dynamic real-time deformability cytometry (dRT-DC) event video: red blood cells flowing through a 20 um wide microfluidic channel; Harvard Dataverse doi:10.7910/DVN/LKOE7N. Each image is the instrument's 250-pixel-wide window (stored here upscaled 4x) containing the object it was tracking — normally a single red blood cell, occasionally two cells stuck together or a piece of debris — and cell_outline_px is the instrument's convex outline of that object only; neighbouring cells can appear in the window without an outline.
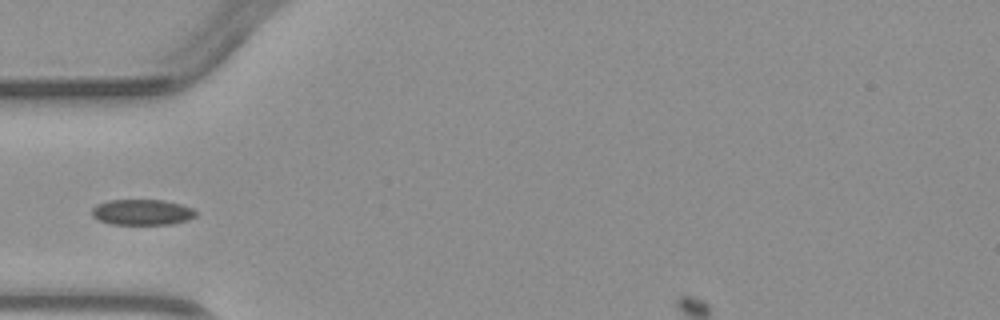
{"species": "common noctule bat (a hibernating species)", "species_latin": "Nyctalus noctula", "temperature_condition": "warm", "stored_images_in_passage": 3, "camera_frame_rate_fps": 3000, "um_per_image_px": 0.085, "animal": {"sex": "male", "body_mass_g": 23.1, "forearm_length_mm": 52.7}, "frame": {"image": 1, "passage_image": 3, "time_ms": 2.333, "image_size_px": [1000, 320], "cell_outline_px": [[196, 216], [188, 220], [172, 224], [112, 224], [100, 220], [92, 216], [92, 208], [96, 204], [108, 200], [164, 200], [180, 204], [192, 208], [196, 212]], "centroid_in_image_um": [12.08, 18.03], "position_along_channel_um": 72.9, "area_um2": 15.55}}